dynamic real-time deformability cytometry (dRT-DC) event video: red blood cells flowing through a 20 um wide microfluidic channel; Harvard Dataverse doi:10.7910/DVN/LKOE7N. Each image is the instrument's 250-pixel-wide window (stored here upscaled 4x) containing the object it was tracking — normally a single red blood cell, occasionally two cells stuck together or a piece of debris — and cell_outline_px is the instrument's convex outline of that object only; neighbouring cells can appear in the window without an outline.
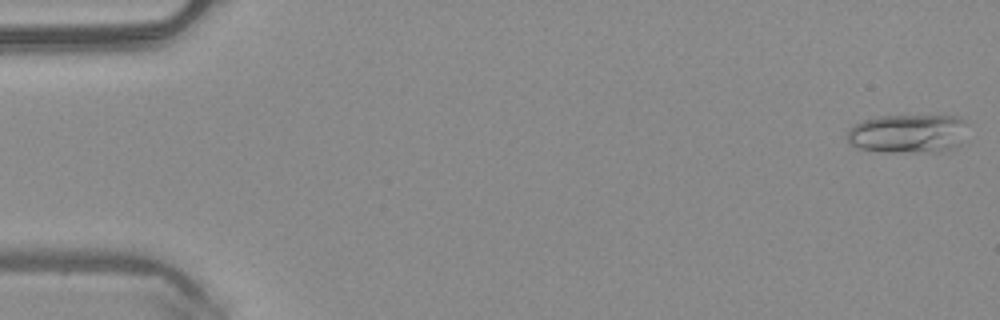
{"species": "common noctule bat (a hibernating species)", "species_latin": "Nyctalus noctula", "temperature_condition": "warm", "stored_images_in_passage": 49, "camera_frame_rate_fps": 3000, "um_per_image_px": 0.085, "animal": {"sex": "male", "body_mass_g": 20.4}, "frame": {"image": 1, "passage_image": 1, "time_ms": 0.0, "image_size_px": [1000, 320], "cell_outline_px": [[968, 124], [960, 144], [956, 148], [948, 152], [884, 152], [856, 148], [848, 144], [848, 128], [852, 124], [864, 120], [880, 116], [960, 116]], "centroid_in_image_um": [77.19, 11.37], "position_along_channel_um": 7.8, "area_um2": 27.86}}
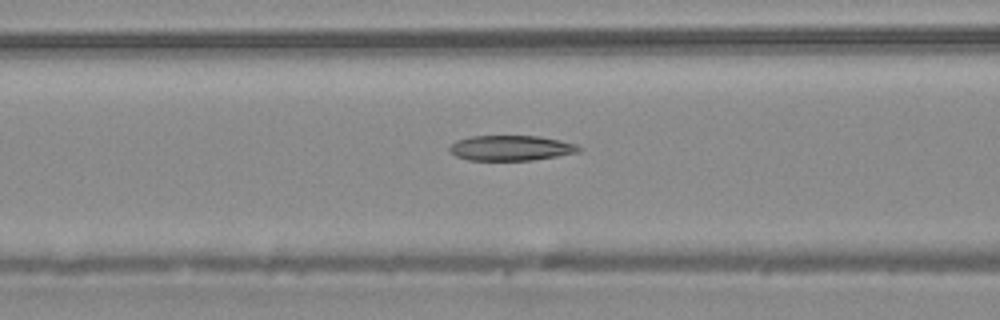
{"frame": {"image": 2, "passage_image": 20, "time_ms": 6.333, "image_size_px": [1000, 320], "cell_outline_px": [[584, 148], [580, 152], [532, 160], [468, 160], [456, 156], [448, 148], [456, 140], [468, 136], [540, 136], [560, 140], [576, 144]], "centroid_in_image_um": [43.45, 12.57], "position_along_channel_um": 123.1, "area_um2": 19.07}}
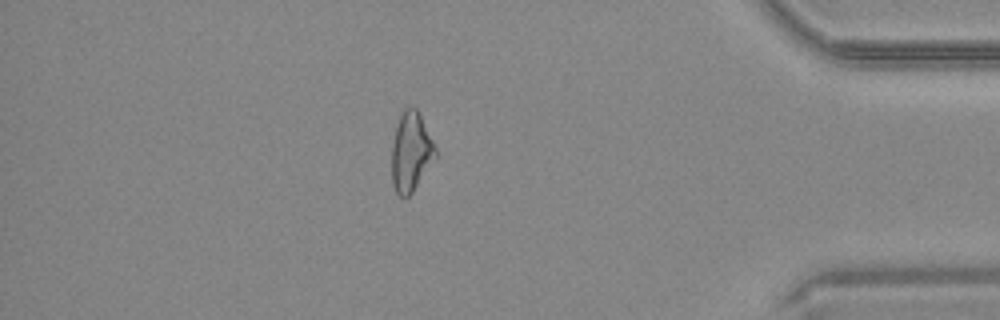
{"frame": {"image": 3, "passage_image": 43, "time_ms": 14.0, "image_size_px": [1000, 320], "cell_outline_px": [[436, 156], [412, 192], [404, 200], [396, 192], [392, 184], [392, 144], [396, 128], [400, 116], [404, 108], [408, 104], [416, 108], [436, 148]], "centroid_in_image_um": [34.91, 12.92], "position_along_channel_um": 400.3, "area_um2": 19.88}, "authors_computed_cell_mechanics": {"area_um2": 20.808, "velocity_mm_per_s": 4.088, "shape_relaxation_time_tau1_ms": null, "shape_relaxation_time_tau2_ms": 3.044, "deformation_change_tau1": null, "deformation_change_tau2": 0.1245}}